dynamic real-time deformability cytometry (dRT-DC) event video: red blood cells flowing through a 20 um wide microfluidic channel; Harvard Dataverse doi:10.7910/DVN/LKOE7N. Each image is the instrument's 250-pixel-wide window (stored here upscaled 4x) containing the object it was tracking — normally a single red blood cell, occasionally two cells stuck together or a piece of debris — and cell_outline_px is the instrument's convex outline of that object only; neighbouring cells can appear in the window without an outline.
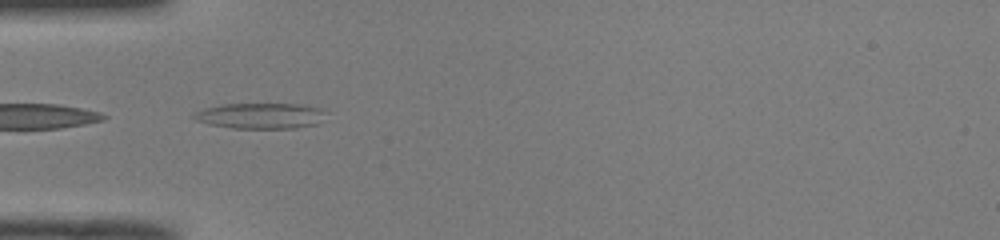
{"species": "common noctule bat (a hibernating species)", "species_latin": "Nyctalus noctula", "temperature_condition": "room temperature", "stored_images_in_passage": 35, "camera_frame_rate_fps": 3000, "um_per_image_px": 0.085, "animal": {"sex": "male", "body_mass_g": 19.0, "forearm_length_mm": 50.8}, "frame": {"image": 1, "passage_image": 1, "time_ms": 0.0, "image_size_px": [1000, 240], "cell_outline_px": [[320, 112], [316, 124], [296, 128], [232, 128], [208, 124], [196, 120], [192, 116], [196, 112], [204, 108], [220, 104], [300, 104], [320, 108]], "centroid_in_image_um": [22.02, 9.84], "position_along_channel_um": 63.0, "area_um2": 19.31}}
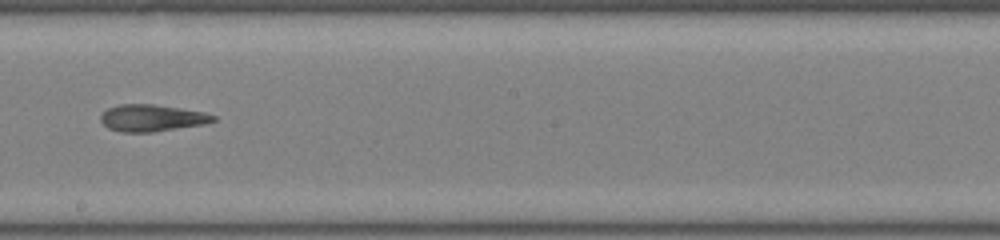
{"frame": {"image": 2, "passage_image": 14, "time_ms": 4.333, "image_size_px": [1000, 240], "cell_outline_px": [[216, 120], [200, 124], [152, 132], [120, 132], [108, 128], [100, 120], [100, 116], [108, 108], [120, 104], [152, 104], [180, 108], [204, 112], [216, 116]], "centroid_in_image_um": [12.86, 10.02], "position_along_channel_um": 235.3, "area_um2": 17.34}}
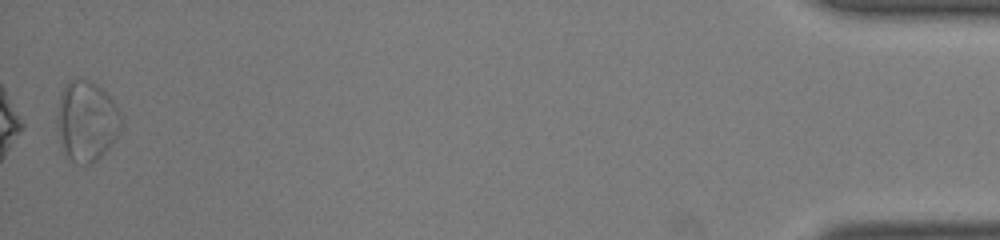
{"frame": {"image": 3, "passage_image": 35, "time_ms": 11.333, "image_size_px": [1000, 240], "cell_outline_px": [[124, 124], [116, 140], [96, 160], [88, 164], [76, 164], [68, 156], [64, 148], [56, 124], [56, 116], [60, 92], [64, 84], [72, 80], [92, 80], [112, 100]], "centroid_in_image_um": [7.36, 10.28], "position_along_channel_um": 427.8, "area_um2": 29.82}, "authors_computed_cell_mechanics": {"area_um2": 18.3226, "velocity_mm_per_s": 4.0286, "shape_relaxation_time_tau1_ms": null, "shape_relaxation_time_tau2_ms": 4.5352, "deformation_change_tau1": null, "deformation_change_tau2": 0.1694}}